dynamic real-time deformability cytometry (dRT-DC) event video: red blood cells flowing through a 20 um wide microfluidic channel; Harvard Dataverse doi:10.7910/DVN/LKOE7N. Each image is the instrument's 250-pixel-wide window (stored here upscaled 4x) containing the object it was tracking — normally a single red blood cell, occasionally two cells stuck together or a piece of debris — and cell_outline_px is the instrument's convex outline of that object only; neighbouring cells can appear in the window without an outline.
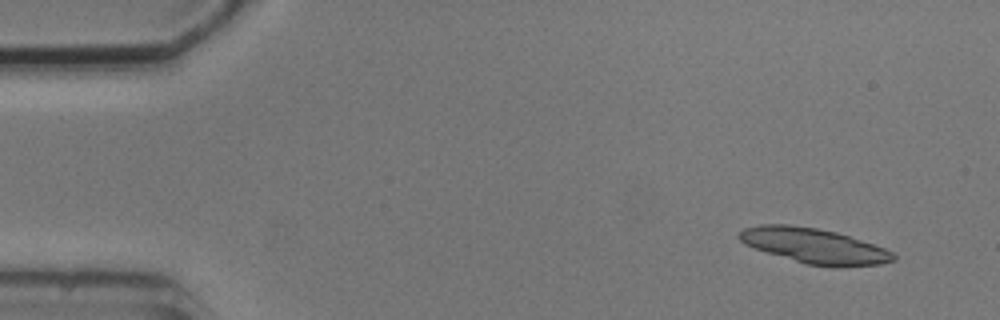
{"species": "common noctule bat (a hibernating species)", "species_latin": "Nyctalus noctula", "temperature_condition": "cold", "stored_images_in_passage": 5, "segment_of_instrument_passage": [1, 2], "camera_frame_rate_fps": 3000, "um_per_image_px": 0.085, "animal": {"sex": "male", "body_mass_g": 20.5, "forearm_length_mm": 52.5}, "frame": {"image": 1, "passage_image": 1, "time_ms": 0.0, "image_size_px": [1000, 320], "cell_outline_px": [[896, 260], [880, 264], [840, 268], [832, 268], [808, 264], [768, 252], [744, 244], [736, 236], [744, 228], [760, 224], [788, 224], [816, 228], [836, 232], [884, 248], [892, 252], [896, 256]], "centroid_in_image_um": [69.22, 20.9], "position_along_channel_um": 15.8, "area_um2": 31.39}}